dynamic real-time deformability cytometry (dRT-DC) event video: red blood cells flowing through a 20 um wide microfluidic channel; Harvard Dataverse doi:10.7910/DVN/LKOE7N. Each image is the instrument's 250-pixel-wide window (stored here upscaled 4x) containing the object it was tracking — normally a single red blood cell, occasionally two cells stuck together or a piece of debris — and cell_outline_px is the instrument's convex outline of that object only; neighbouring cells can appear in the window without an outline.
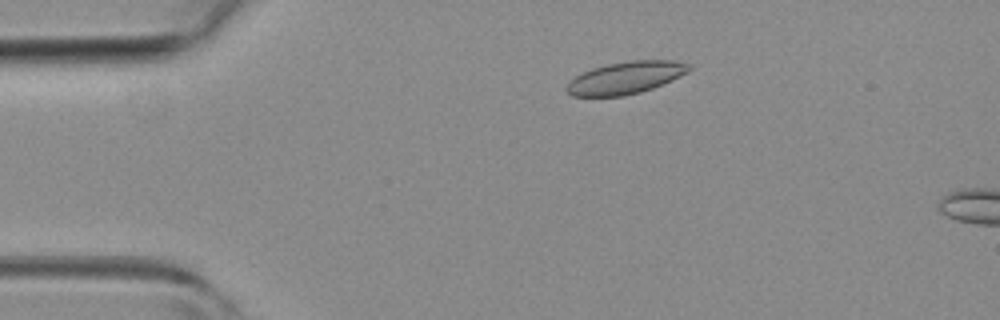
{"species": "common noctule bat (a hibernating species)", "species_latin": "Nyctalus noctula", "temperature_condition": "room temperature", "stored_images_in_passage": 5, "camera_frame_rate_fps": 3000, "um_per_image_px": 0.085, "animal": {"sex": "female", "body_mass_g": 19.3, "forearm_length_mm": 54.1}, "frame": {"image": 1, "passage_image": 3, "time_ms": 2.333, "image_size_px": [1000, 320], "cell_outline_px": [[692, 68], [688, 72], [672, 80], [652, 88], [640, 92], [624, 96], [572, 96], [564, 88], [576, 76], [592, 68], [608, 64], [632, 60], [672, 60], [692, 64]], "centroid_in_image_um": [53.21, 6.6], "position_along_channel_um": 31.8, "area_um2": 22.89}}